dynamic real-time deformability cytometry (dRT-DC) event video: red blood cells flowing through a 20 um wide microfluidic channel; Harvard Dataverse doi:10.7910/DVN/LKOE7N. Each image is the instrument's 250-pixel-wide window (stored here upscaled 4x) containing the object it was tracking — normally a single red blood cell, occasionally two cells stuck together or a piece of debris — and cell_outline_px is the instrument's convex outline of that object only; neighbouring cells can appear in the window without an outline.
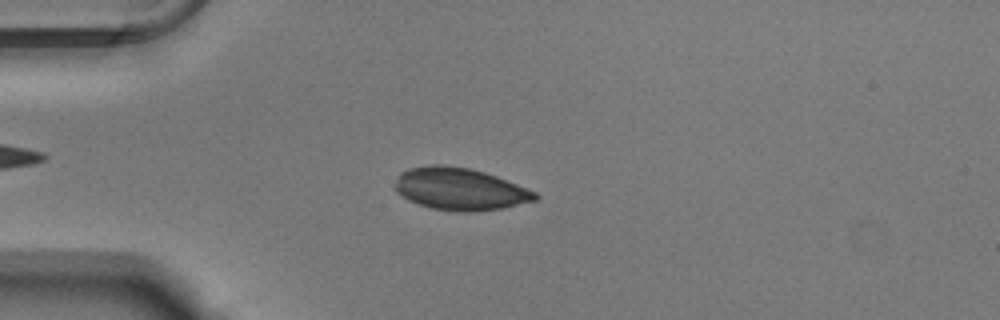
{"species": "Egyptian fruit bat (a non-hibernating species)", "species_latin": "Rousettus aegyptiacus", "temperature_condition": "warm", "stored_images_in_passage": 49, "camera_frame_rate_fps": 3000, "um_per_image_px": 0.085, "animal": {"sex": "male"}, "frame": {"image": 1, "passage_image": 14, "time_ms": 4.333, "image_size_px": [1000, 320], "cell_outline_px": [[540, 196], [536, 200], [500, 208], [472, 212], [456, 212], [432, 208], [408, 200], [400, 196], [396, 192], [392, 184], [400, 172], [408, 168], [432, 164], [444, 164], [468, 168], [484, 172], [496, 176], [536, 192]], "centroid_in_image_um": [39.02, 16.06], "position_along_channel_um": 46.0, "area_um2": 34.62}}
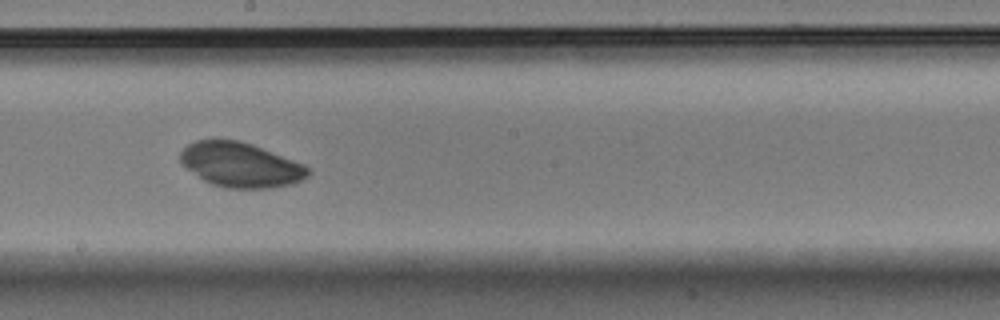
{"frame": {"image": 2, "passage_image": 30, "time_ms": 9.667, "image_size_px": [1000, 320], "cell_outline_px": [[312, 172], [308, 176], [292, 184], [272, 188], [224, 188], [212, 184], [204, 180], [188, 168], [180, 160], [180, 152], [188, 144], [196, 140], [212, 136], [240, 140], [252, 144], [304, 164]], "centroid_in_image_um": [20.44, 13.97], "position_along_channel_um": 227.8, "area_um2": 33.64}}
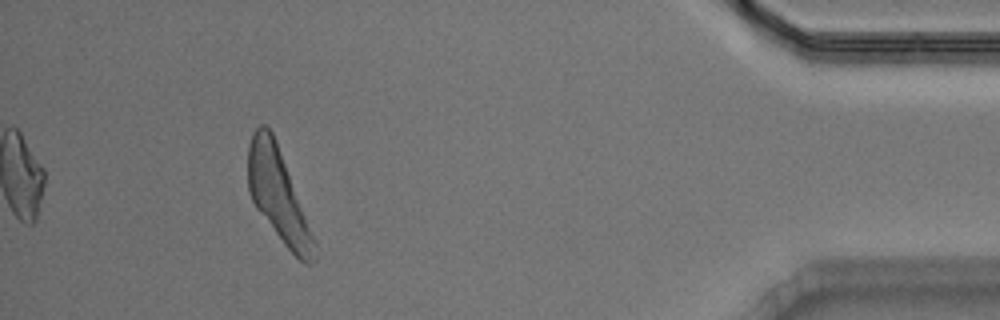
{"frame": {"image": 3, "passage_image": 49, "time_ms": 16.0, "image_size_px": [1000, 320], "cell_outline_px": [[316, 260], [312, 264], [304, 264], [284, 244], [256, 208], [248, 192], [248, 144], [252, 132], [260, 124], [264, 124], [272, 132], [276, 140], [316, 240]], "centroid_in_image_um": [23.66, 16.6], "position_along_channel_um": 411.5, "area_um2": 35.6}}